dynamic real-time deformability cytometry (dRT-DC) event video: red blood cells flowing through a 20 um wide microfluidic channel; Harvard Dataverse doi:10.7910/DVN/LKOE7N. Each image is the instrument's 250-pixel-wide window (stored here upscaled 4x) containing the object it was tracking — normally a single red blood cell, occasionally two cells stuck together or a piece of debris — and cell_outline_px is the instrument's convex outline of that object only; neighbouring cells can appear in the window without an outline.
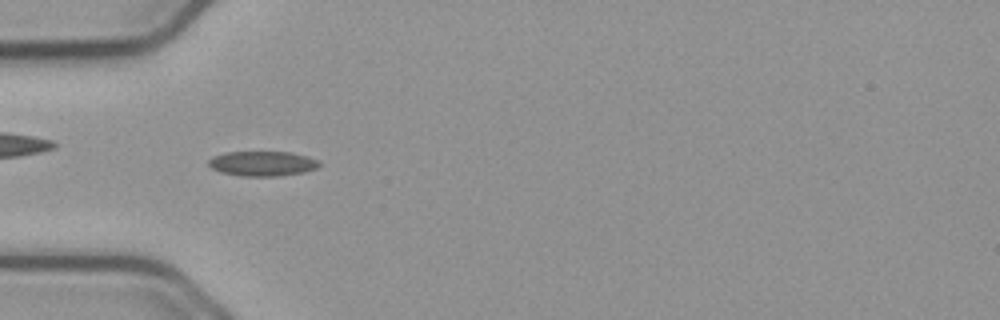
{"species": "common noctule bat (a hibernating species)", "species_latin": "Nyctalus noctula", "temperature_condition": "cold", "stored_images_in_passage": 50, "camera_frame_rate_fps": 3000, "um_per_image_px": 0.085, "animal": {"sex": "male", "body_mass_g": 23.1, "forearm_length_mm": 52.7}, "frame": {"image": 1, "passage_image": 17, "time_ms": 5.333, "image_size_px": [1000, 320], "cell_outline_px": [[320, 164], [316, 168], [304, 172], [280, 176], [244, 176], [220, 172], [212, 168], [208, 164], [208, 160], [212, 156], [228, 152], [292, 152], [308, 156], [316, 160]], "centroid_in_image_um": [22.3, 13.9], "position_along_channel_um": 62.7, "area_um2": 16.01}}
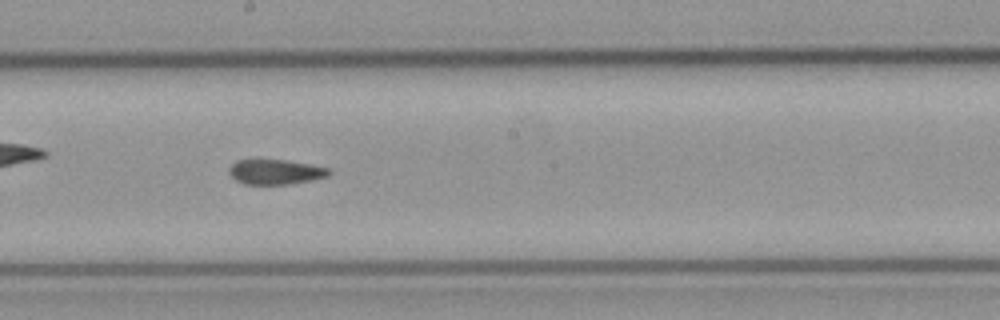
{"frame": {"image": 2, "passage_image": 30, "time_ms": 9.667, "image_size_px": [1000, 320], "cell_outline_px": [[332, 172], [328, 176], [312, 180], [288, 184], [244, 184], [236, 180], [228, 172], [228, 168], [236, 160], [288, 160], [328, 168]], "centroid_in_image_um": [23.41, 14.61], "position_along_channel_um": 224.8, "area_um2": 14.45}}
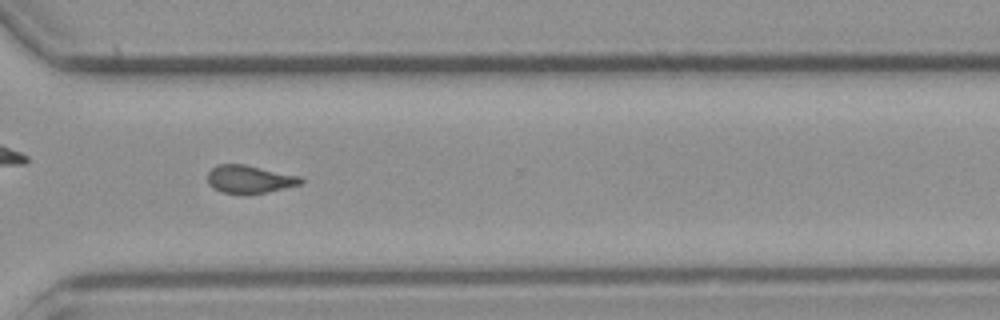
{"frame": {"image": 3, "passage_image": 40, "time_ms": 13.0, "image_size_px": [1000, 320], "cell_outline_px": [[304, 184], [268, 192], [220, 192], [212, 188], [208, 184], [208, 172], [216, 164], [244, 164], [300, 176], [304, 180]], "centroid_in_image_um": [21.23, 15.21], "position_along_channel_um": 349.4, "area_um2": 15.03}}